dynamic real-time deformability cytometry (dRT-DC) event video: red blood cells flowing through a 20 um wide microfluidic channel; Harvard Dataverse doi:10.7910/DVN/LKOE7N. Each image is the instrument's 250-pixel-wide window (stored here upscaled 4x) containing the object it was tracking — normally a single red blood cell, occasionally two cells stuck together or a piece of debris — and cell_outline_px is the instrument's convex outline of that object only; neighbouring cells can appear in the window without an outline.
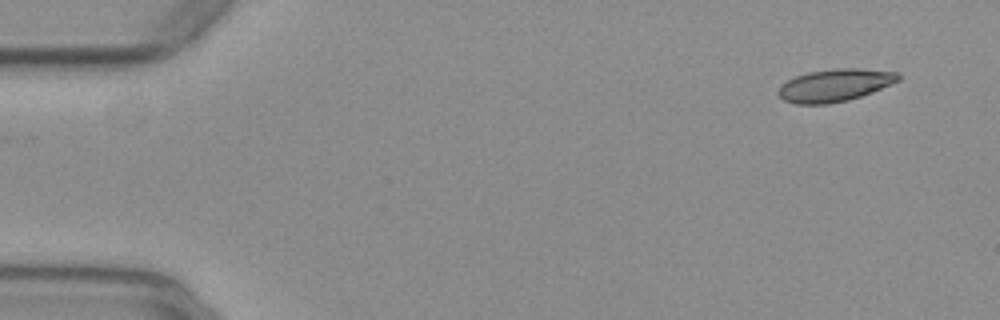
{"species": "common noctule bat (a hibernating species)", "species_latin": "Nyctalus noctula", "temperature_condition": "warm", "stored_images_in_passage": 11, "camera_frame_rate_fps": 3000, "um_per_image_px": 0.085, "animal": {"sex": "female", "body_mass_g": 29.2, "forearm_length_mm": 56.3}, "frame": {"image": 1, "passage_image": 1, "time_ms": 0.0, "image_size_px": [1000, 320], "cell_outline_px": [[900, 80], [872, 92], [848, 100], [828, 104], [796, 104], [784, 100], [776, 92], [788, 80], [796, 76], [808, 72], [836, 68], [860, 68], [900, 72]], "centroid_in_image_um": [70.99, 7.24], "position_along_channel_um": 14.0, "area_um2": 22.66}}